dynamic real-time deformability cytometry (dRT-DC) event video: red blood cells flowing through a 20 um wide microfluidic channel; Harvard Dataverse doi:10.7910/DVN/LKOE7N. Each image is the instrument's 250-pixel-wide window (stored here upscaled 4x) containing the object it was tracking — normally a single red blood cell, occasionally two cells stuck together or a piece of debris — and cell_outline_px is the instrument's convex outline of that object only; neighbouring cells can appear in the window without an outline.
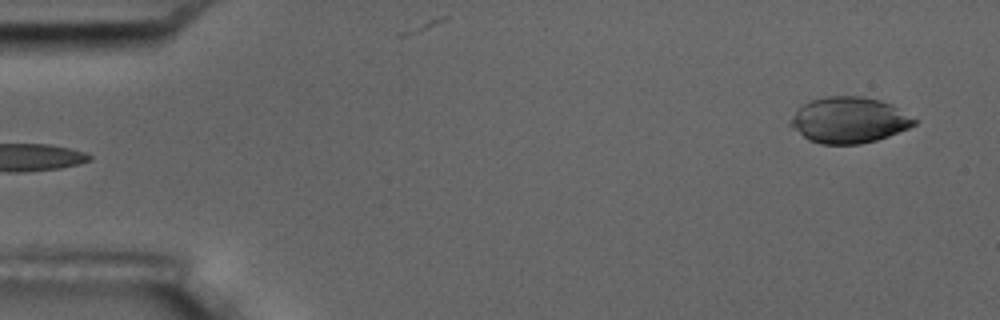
{"species": "common noctule bat (a hibernating species)", "species_latin": "Nyctalus noctula", "temperature_condition": "room temperature", "stored_images_in_passage": 5, "camera_frame_rate_fps": 3000, "um_per_image_px": 0.085, "animal": {"sex": "male", "body_mass_g": 17.5, "forearm_length_mm": 52.3}, "frame": {"image": 1, "passage_image": 5, "time_ms": 5.667, "image_size_px": [1000, 320], "cell_outline_px": [[920, 120], [916, 124], [908, 128], [888, 136], [876, 140], [860, 144], [820, 144], [808, 140], [792, 128], [788, 124], [792, 116], [804, 104], [812, 100], [824, 96], [860, 96], [880, 100], [892, 104]], "centroid_in_image_um": [72.19, 10.21], "position_along_channel_um": 12.8, "area_um2": 33.29}}